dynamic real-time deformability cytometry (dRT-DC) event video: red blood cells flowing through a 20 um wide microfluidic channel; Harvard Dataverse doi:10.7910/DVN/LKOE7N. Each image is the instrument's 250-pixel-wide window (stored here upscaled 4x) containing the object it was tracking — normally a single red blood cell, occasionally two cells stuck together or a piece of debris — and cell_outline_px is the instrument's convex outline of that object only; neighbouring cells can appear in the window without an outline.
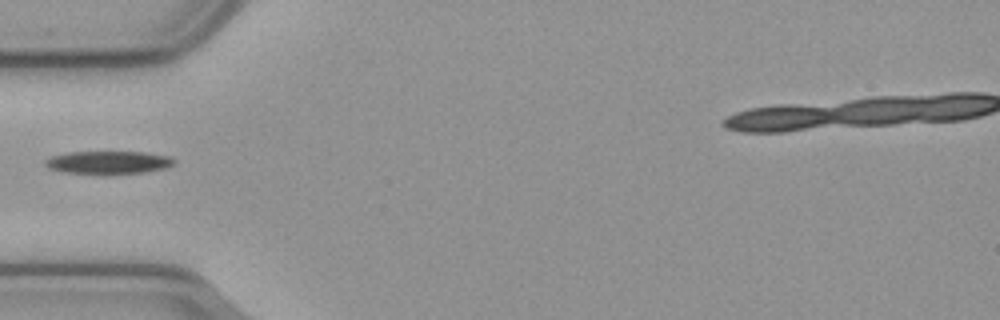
{"species": "common noctule bat (a hibernating species)", "species_latin": "Nyctalus noctula", "temperature_condition": "cold", "stored_images_in_passage": 37, "camera_frame_rate_fps": 3000, "um_per_image_px": 0.085, "animal": {"sex": "male", "body_mass_g": 23.1, "forearm_length_mm": 52.7}, "frame": {"image": 1, "passage_image": 1, "time_ms": 0.0, "image_size_px": [1000, 320], "cell_outline_px": [[176, 160], [172, 164], [164, 168], [144, 172], [108, 176], [68, 172], [48, 168], [44, 164], [44, 160], [52, 156], [68, 152], [140, 152], [168, 156]], "centroid_in_image_um": [9.17, 13.83], "position_along_channel_um": 75.8, "area_um2": 17.46}}
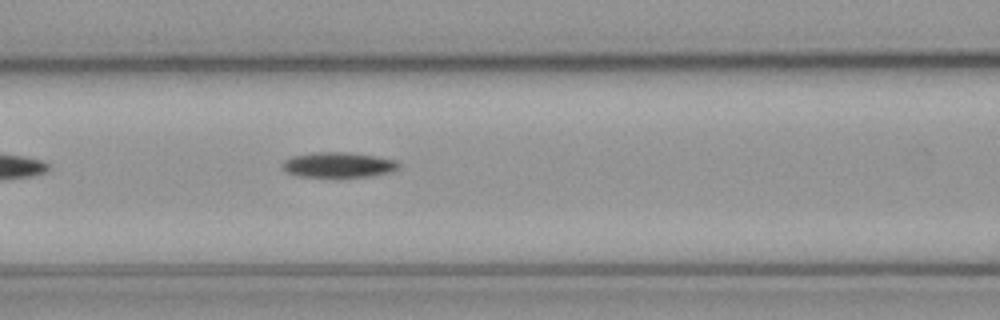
{"frame": {"image": 2, "passage_image": 6, "time_ms": 1.667, "image_size_px": [1000, 320], "cell_outline_px": [[400, 168], [388, 172], [368, 176], [300, 176], [288, 172], [284, 168], [284, 160], [292, 156], [312, 152], [344, 152], [372, 156], [396, 160], [400, 164]], "centroid_in_image_um": [28.77, 13.99], "position_along_channel_um": 137.8, "area_um2": 16.59}}